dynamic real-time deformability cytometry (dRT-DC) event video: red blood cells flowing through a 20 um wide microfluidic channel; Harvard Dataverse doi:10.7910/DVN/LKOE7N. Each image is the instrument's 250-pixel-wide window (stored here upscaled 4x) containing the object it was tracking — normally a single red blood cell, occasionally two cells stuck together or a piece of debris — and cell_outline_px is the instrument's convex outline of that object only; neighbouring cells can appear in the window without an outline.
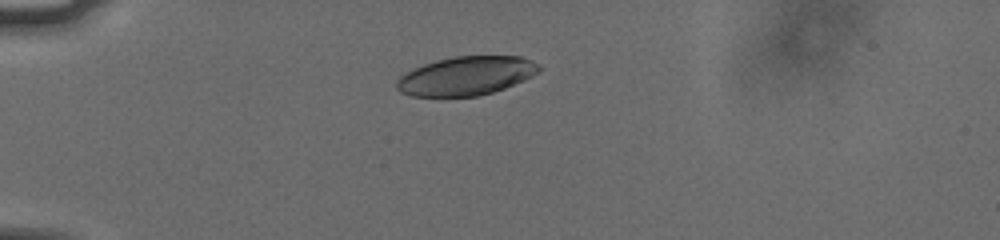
{"species": "human", "species_latin": "Homo sapiens", "temperature_condition": "cold", "stored_images_in_passage": 41, "camera_frame_rate_fps": 3000, "um_per_image_px": 0.085, "donor": {"sex": "male"}, "frame": {"image": 1, "passage_image": 1, "time_ms": 0.0, "image_size_px": [1000, 240], "cell_outline_px": [[540, 68], [532, 76], [504, 88], [492, 92], [476, 96], [412, 96], [400, 92], [396, 88], [396, 80], [400, 76], [424, 64], [436, 60], [456, 56], [520, 56], [540, 64]], "centroid_in_image_um": [39.61, 6.45], "position_along_channel_um": 45.4, "area_um2": 31.85}}
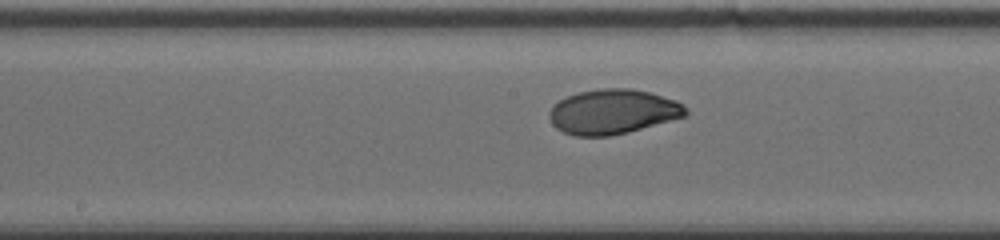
{"frame": {"image": 2, "passage_image": 16, "time_ms": 5.0, "image_size_px": [1000, 240], "cell_outline_px": [[688, 112], [684, 116], [628, 132], [608, 136], [576, 136], [564, 132], [556, 128], [552, 124], [548, 116], [548, 112], [552, 104], [568, 96], [580, 92], [600, 88], [632, 88], [648, 92], [676, 100], [684, 104], [688, 108]], "centroid_in_image_um": [52.07, 9.49], "position_along_channel_um": 196.1, "area_um2": 35.55}}
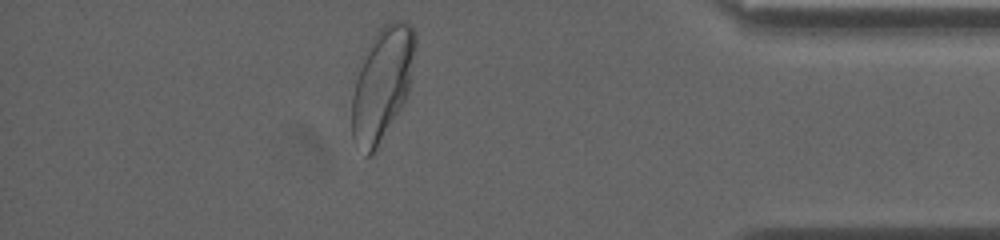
{"frame": {"image": 3, "passage_image": 35, "time_ms": 11.333, "image_size_px": [1000, 240], "cell_outline_px": [[416, 44], [408, 92], [400, 108], [376, 148], [368, 156], [364, 156], [352, 140], [352, 96], [356, 80], [360, 68], [372, 36], [384, 24], [392, 20], [404, 20], [412, 24], [416, 32]], "centroid_in_image_um": [32.49, 7.07], "position_along_channel_um": 402.7, "area_um2": 41.15}, "authors_computed_cell_mechanics": {"area_um2": 35.3736, "velocity_mm_per_s": 3.7484, "shape_relaxation_time_tau1_ms": 3.5915, "shape_relaxation_time_tau2_ms": 0.9388, "deformation_change_tau1": 0.1448, "deformation_change_tau2": 0.0379}}